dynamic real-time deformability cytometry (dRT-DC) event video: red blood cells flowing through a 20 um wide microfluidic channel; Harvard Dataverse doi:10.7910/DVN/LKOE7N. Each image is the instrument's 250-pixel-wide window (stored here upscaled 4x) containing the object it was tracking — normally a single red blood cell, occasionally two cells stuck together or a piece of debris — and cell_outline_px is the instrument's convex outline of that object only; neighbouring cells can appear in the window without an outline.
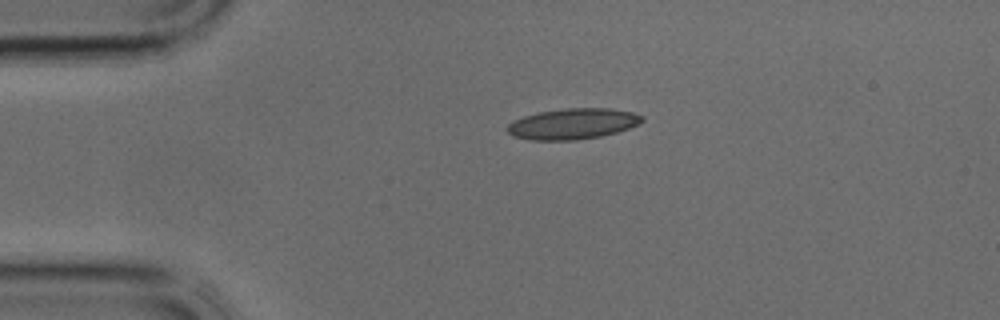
{"species": "common noctule bat (a hibernating species)", "species_latin": "Nyctalus noctula", "temperature_condition": "cold", "stored_images_in_passage": 31, "camera_frame_rate_fps": 3000, "um_per_image_px": 0.085, "animal": {"sex": "male", "body_mass_g": 17.9, "forearm_length_mm": 54.2}, "frame": {"image": 1, "passage_image": 1, "time_ms": 0.0, "image_size_px": [1000, 320], "cell_outline_px": [[644, 120], [628, 128], [616, 132], [600, 136], [576, 140], [528, 140], [512, 136], [504, 128], [512, 120], [524, 116], [540, 112], [564, 108], [608, 108], [632, 112], [644, 116]], "centroid_in_image_um": [48.63, 10.53], "position_along_channel_um": 36.4, "area_um2": 24.22}}
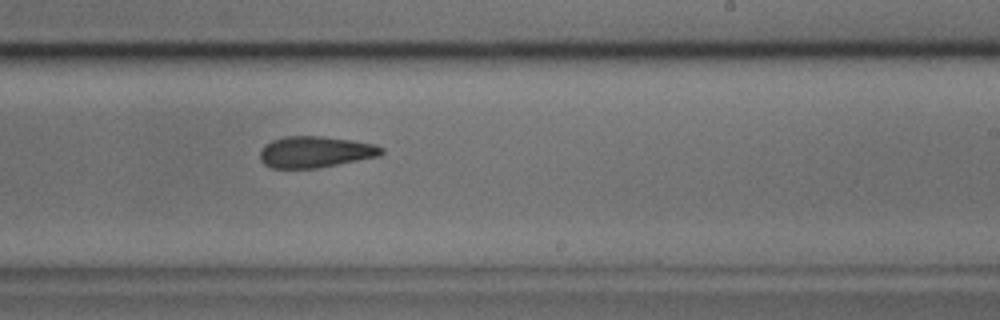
{"frame": {"image": 2, "passage_image": 16, "time_ms": 5.0, "image_size_px": [1000, 320], "cell_outline_px": [[384, 152], [380, 156], [316, 168], [272, 168], [264, 164], [260, 160], [260, 152], [264, 144], [272, 140], [284, 136], [324, 136], [352, 140], [376, 144], [384, 148]], "centroid_in_image_um": [26.8, 12.9], "position_along_channel_um": 262.2, "area_um2": 22.31}}
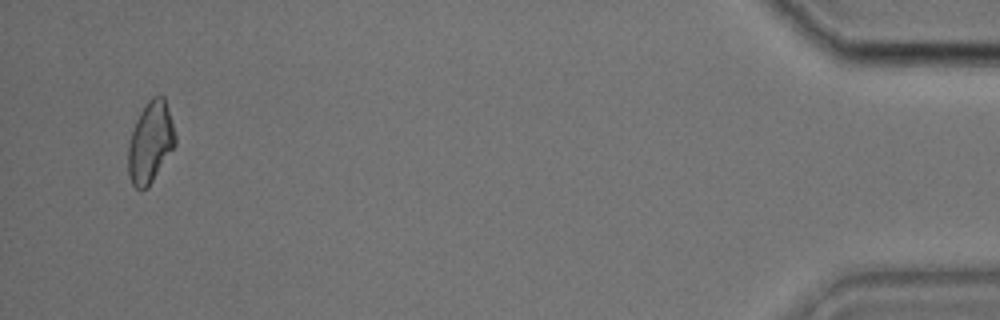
{"frame": {"image": 3, "passage_image": 30, "time_ms": 9.667, "image_size_px": [1000, 320], "cell_outline_px": [[176, 144], [148, 188], [140, 192], [132, 184], [128, 176], [128, 144], [136, 120], [144, 104], [152, 96], [164, 96], [168, 108], [176, 136]], "centroid_in_image_um": [12.77, 12.12], "position_along_channel_um": 422.4, "area_um2": 22.43}}